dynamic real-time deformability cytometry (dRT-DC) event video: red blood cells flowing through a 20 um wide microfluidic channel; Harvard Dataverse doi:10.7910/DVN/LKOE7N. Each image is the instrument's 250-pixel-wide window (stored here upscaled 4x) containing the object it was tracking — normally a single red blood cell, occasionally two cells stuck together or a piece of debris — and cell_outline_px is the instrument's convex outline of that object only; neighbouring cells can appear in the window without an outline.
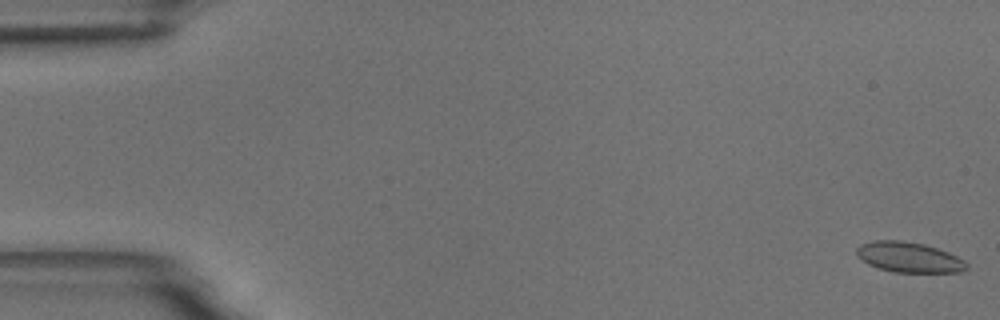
{"species": "common noctule bat (a hibernating species)", "species_latin": "Nyctalus noctula", "temperature_condition": "room temperature", "stored_images_in_passage": 28, "camera_frame_rate_fps": 3000, "um_per_image_px": 0.085, "animal": {"sex": "male", "body_mass_g": 18.8}, "frame": {"image": 1, "passage_image": 1, "time_ms": 0.0, "image_size_px": [1000, 320], "cell_outline_px": [[968, 268], [960, 272], [896, 272], [880, 268], [868, 264], [856, 256], [856, 248], [860, 244], [872, 240], [900, 240], [924, 244], [948, 252], [964, 260], [968, 264]], "centroid_in_image_um": [77.24, 21.86], "position_along_channel_um": 7.8, "area_um2": 19.42}}
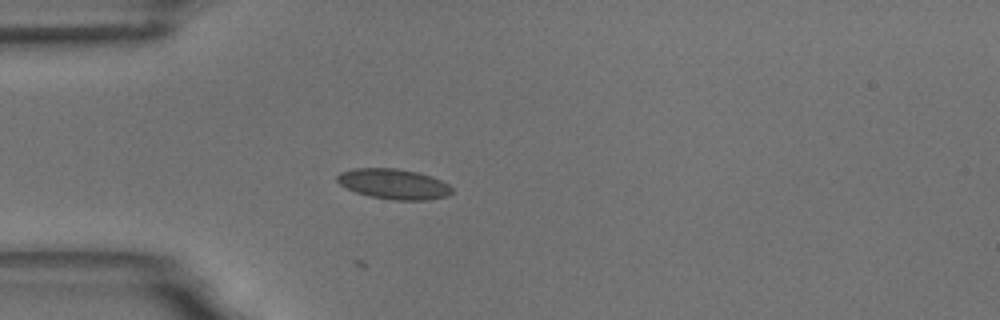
{"frame": {"image": 2, "passage_image": 16, "time_ms": 5.0, "image_size_px": [1000, 320], "cell_outline_px": [[452, 192], [448, 196], [428, 200], [392, 200], [368, 196], [356, 192], [340, 184], [336, 180], [336, 176], [340, 172], [352, 168], [396, 168], [416, 172], [432, 176], [448, 184], [452, 188]], "centroid_in_image_um": [33.46, 15.64], "position_along_channel_um": 51.5, "area_um2": 20.35}}